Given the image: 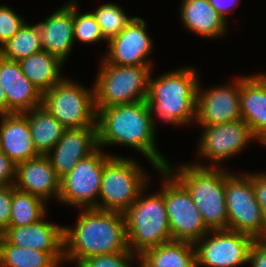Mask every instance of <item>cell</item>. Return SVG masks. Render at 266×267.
Here are the masks:
<instances>
[{
    "label": "cell",
    "instance_id": "cell-19",
    "mask_svg": "<svg viewBox=\"0 0 266 267\" xmlns=\"http://www.w3.org/2000/svg\"><path fill=\"white\" fill-rule=\"evenodd\" d=\"M15 188L36 195L46 203L51 198L59 199L60 179L57 177L47 155L16 164Z\"/></svg>",
    "mask_w": 266,
    "mask_h": 267
},
{
    "label": "cell",
    "instance_id": "cell-20",
    "mask_svg": "<svg viewBox=\"0 0 266 267\" xmlns=\"http://www.w3.org/2000/svg\"><path fill=\"white\" fill-rule=\"evenodd\" d=\"M42 49L66 62L75 44L73 0L58 8L43 22L37 23Z\"/></svg>",
    "mask_w": 266,
    "mask_h": 267
},
{
    "label": "cell",
    "instance_id": "cell-37",
    "mask_svg": "<svg viewBox=\"0 0 266 267\" xmlns=\"http://www.w3.org/2000/svg\"><path fill=\"white\" fill-rule=\"evenodd\" d=\"M248 264L251 267H266V244L259 239H254L251 244Z\"/></svg>",
    "mask_w": 266,
    "mask_h": 267
},
{
    "label": "cell",
    "instance_id": "cell-9",
    "mask_svg": "<svg viewBox=\"0 0 266 267\" xmlns=\"http://www.w3.org/2000/svg\"><path fill=\"white\" fill-rule=\"evenodd\" d=\"M225 202L228 229L259 239L265 230L262 210L256 200L253 179L225 168Z\"/></svg>",
    "mask_w": 266,
    "mask_h": 267
},
{
    "label": "cell",
    "instance_id": "cell-29",
    "mask_svg": "<svg viewBox=\"0 0 266 267\" xmlns=\"http://www.w3.org/2000/svg\"><path fill=\"white\" fill-rule=\"evenodd\" d=\"M42 49L40 31L37 26L24 23L19 31L0 47V55L8 60L19 61Z\"/></svg>",
    "mask_w": 266,
    "mask_h": 267
},
{
    "label": "cell",
    "instance_id": "cell-16",
    "mask_svg": "<svg viewBox=\"0 0 266 267\" xmlns=\"http://www.w3.org/2000/svg\"><path fill=\"white\" fill-rule=\"evenodd\" d=\"M45 217L30 225L8 227L1 236L15 246L48 252L61 265L64 262V226L47 222Z\"/></svg>",
    "mask_w": 266,
    "mask_h": 267
},
{
    "label": "cell",
    "instance_id": "cell-22",
    "mask_svg": "<svg viewBox=\"0 0 266 267\" xmlns=\"http://www.w3.org/2000/svg\"><path fill=\"white\" fill-rule=\"evenodd\" d=\"M0 144L15 164L39 156L34 148L27 117L23 113L0 115Z\"/></svg>",
    "mask_w": 266,
    "mask_h": 267
},
{
    "label": "cell",
    "instance_id": "cell-23",
    "mask_svg": "<svg viewBox=\"0 0 266 267\" xmlns=\"http://www.w3.org/2000/svg\"><path fill=\"white\" fill-rule=\"evenodd\" d=\"M182 25L199 37L213 39L226 36L228 24L209 3V0H182Z\"/></svg>",
    "mask_w": 266,
    "mask_h": 267
},
{
    "label": "cell",
    "instance_id": "cell-27",
    "mask_svg": "<svg viewBox=\"0 0 266 267\" xmlns=\"http://www.w3.org/2000/svg\"><path fill=\"white\" fill-rule=\"evenodd\" d=\"M2 267H60L48 253L35 249L18 247L0 236Z\"/></svg>",
    "mask_w": 266,
    "mask_h": 267
},
{
    "label": "cell",
    "instance_id": "cell-5",
    "mask_svg": "<svg viewBox=\"0 0 266 267\" xmlns=\"http://www.w3.org/2000/svg\"><path fill=\"white\" fill-rule=\"evenodd\" d=\"M157 172L163 177L160 191L145 195L147 185L123 212L128 247L138 257L150 248L172 241L164 203V169H158Z\"/></svg>",
    "mask_w": 266,
    "mask_h": 267
},
{
    "label": "cell",
    "instance_id": "cell-4",
    "mask_svg": "<svg viewBox=\"0 0 266 267\" xmlns=\"http://www.w3.org/2000/svg\"><path fill=\"white\" fill-rule=\"evenodd\" d=\"M166 169L187 189L209 230L228 229L225 202V168L197 162Z\"/></svg>",
    "mask_w": 266,
    "mask_h": 267
},
{
    "label": "cell",
    "instance_id": "cell-38",
    "mask_svg": "<svg viewBox=\"0 0 266 267\" xmlns=\"http://www.w3.org/2000/svg\"><path fill=\"white\" fill-rule=\"evenodd\" d=\"M240 2V0H209V3L226 22L228 14H230L234 8L236 9Z\"/></svg>",
    "mask_w": 266,
    "mask_h": 267
},
{
    "label": "cell",
    "instance_id": "cell-2",
    "mask_svg": "<svg viewBox=\"0 0 266 267\" xmlns=\"http://www.w3.org/2000/svg\"><path fill=\"white\" fill-rule=\"evenodd\" d=\"M64 261L78 265L94 255L131 251L124 214L118 211L82 208L77 223L63 227Z\"/></svg>",
    "mask_w": 266,
    "mask_h": 267
},
{
    "label": "cell",
    "instance_id": "cell-32",
    "mask_svg": "<svg viewBox=\"0 0 266 267\" xmlns=\"http://www.w3.org/2000/svg\"><path fill=\"white\" fill-rule=\"evenodd\" d=\"M138 256L131 251L94 255L82 260L77 267H133Z\"/></svg>",
    "mask_w": 266,
    "mask_h": 267
},
{
    "label": "cell",
    "instance_id": "cell-33",
    "mask_svg": "<svg viewBox=\"0 0 266 267\" xmlns=\"http://www.w3.org/2000/svg\"><path fill=\"white\" fill-rule=\"evenodd\" d=\"M25 23L13 8L0 5V47L10 40Z\"/></svg>",
    "mask_w": 266,
    "mask_h": 267
},
{
    "label": "cell",
    "instance_id": "cell-42",
    "mask_svg": "<svg viewBox=\"0 0 266 267\" xmlns=\"http://www.w3.org/2000/svg\"><path fill=\"white\" fill-rule=\"evenodd\" d=\"M0 267H2V259H1V254H0Z\"/></svg>",
    "mask_w": 266,
    "mask_h": 267
},
{
    "label": "cell",
    "instance_id": "cell-12",
    "mask_svg": "<svg viewBox=\"0 0 266 267\" xmlns=\"http://www.w3.org/2000/svg\"><path fill=\"white\" fill-rule=\"evenodd\" d=\"M253 238L229 229L210 230L195 246L197 267L247 264Z\"/></svg>",
    "mask_w": 266,
    "mask_h": 267
},
{
    "label": "cell",
    "instance_id": "cell-26",
    "mask_svg": "<svg viewBox=\"0 0 266 267\" xmlns=\"http://www.w3.org/2000/svg\"><path fill=\"white\" fill-rule=\"evenodd\" d=\"M29 123L34 148L47 155L61 139L65 127L42 105L23 113Z\"/></svg>",
    "mask_w": 266,
    "mask_h": 267
},
{
    "label": "cell",
    "instance_id": "cell-24",
    "mask_svg": "<svg viewBox=\"0 0 266 267\" xmlns=\"http://www.w3.org/2000/svg\"><path fill=\"white\" fill-rule=\"evenodd\" d=\"M141 267H197L195 246L172 240L144 251L138 257Z\"/></svg>",
    "mask_w": 266,
    "mask_h": 267
},
{
    "label": "cell",
    "instance_id": "cell-10",
    "mask_svg": "<svg viewBox=\"0 0 266 267\" xmlns=\"http://www.w3.org/2000/svg\"><path fill=\"white\" fill-rule=\"evenodd\" d=\"M164 203L172 240L195 244L210 231L191 194L166 168Z\"/></svg>",
    "mask_w": 266,
    "mask_h": 267
},
{
    "label": "cell",
    "instance_id": "cell-1",
    "mask_svg": "<svg viewBox=\"0 0 266 267\" xmlns=\"http://www.w3.org/2000/svg\"><path fill=\"white\" fill-rule=\"evenodd\" d=\"M156 129L146 100L113 105L97 111L98 147L120 145L134 148L148 159L156 171L165 169L167 158L156 145Z\"/></svg>",
    "mask_w": 266,
    "mask_h": 267
},
{
    "label": "cell",
    "instance_id": "cell-25",
    "mask_svg": "<svg viewBox=\"0 0 266 267\" xmlns=\"http://www.w3.org/2000/svg\"><path fill=\"white\" fill-rule=\"evenodd\" d=\"M22 73L43 94L60 82L64 77L61 74L62 62L58 57L41 50L29 57L18 61Z\"/></svg>",
    "mask_w": 266,
    "mask_h": 267
},
{
    "label": "cell",
    "instance_id": "cell-34",
    "mask_svg": "<svg viewBox=\"0 0 266 267\" xmlns=\"http://www.w3.org/2000/svg\"><path fill=\"white\" fill-rule=\"evenodd\" d=\"M14 185L0 186V235L9 227Z\"/></svg>",
    "mask_w": 266,
    "mask_h": 267
},
{
    "label": "cell",
    "instance_id": "cell-3",
    "mask_svg": "<svg viewBox=\"0 0 266 267\" xmlns=\"http://www.w3.org/2000/svg\"><path fill=\"white\" fill-rule=\"evenodd\" d=\"M149 78L147 103L156 128V118L175 126H185L196 122L197 91L199 74L192 67H181L164 72L157 78Z\"/></svg>",
    "mask_w": 266,
    "mask_h": 267
},
{
    "label": "cell",
    "instance_id": "cell-21",
    "mask_svg": "<svg viewBox=\"0 0 266 267\" xmlns=\"http://www.w3.org/2000/svg\"><path fill=\"white\" fill-rule=\"evenodd\" d=\"M242 119L260 142L266 136V73L240 80Z\"/></svg>",
    "mask_w": 266,
    "mask_h": 267
},
{
    "label": "cell",
    "instance_id": "cell-7",
    "mask_svg": "<svg viewBox=\"0 0 266 267\" xmlns=\"http://www.w3.org/2000/svg\"><path fill=\"white\" fill-rule=\"evenodd\" d=\"M144 167L134 159L112 156L105 164L95 209L125 212L150 182Z\"/></svg>",
    "mask_w": 266,
    "mask_h": 267
},
{
    "label": "cell",
    "instance_id": "cell-11",
    "mask_svg": "<svg viewBox=\"0 0 266 267\" xmlns=\"http://www.w3.org/2000/svg\"><path fill=\"white\" fill-rule=\"evenodd\" d=\"M117 156L103 152L98 147L92 154L80 160L60 179L58 202L75 208H95L98 204L104 164Z\"/></svg>",
    "mask_w": 266,
    "mask_h": 267
},
{
    "label": "cell",
    "instance_id": "cell-14",
    "mask_svg": "<svg viewBox=\"0 0 266 267\" xmlns=\"http://www.w3.org/2000/svg\"><path fill=\"white\" fill-rule=\"evenodd\" d=\"M234 78L232 84L213 86L209 89L201 87L200 81L197 91V119L196 124L211 126L242 119L240 80Z\"/></svg>",
    "mask_w": 266,
    "mask_h": 267
},
{
    "label": "cell",
    "instance_id": "cell-28",
    "mask_svg": "<svg viewBox=\"0 0 266 267\" xmlns=\"http://www.w3.org/2000/svg\"><path fill=\"white\" fill-rule=\"evenodd\" d=\"M46 202L40 197L21 191L13 190L9 227L30 225L48 214Z\"/></svg>",
    "mask_w": 266,
    "mask_h": 267
},
{
    "label": "cell",
    "instance_id": "cell-15",
    "mask_svg": "<svg viewBox=\"0 0 266 267\" xmlns=\"http://www.w3.org/2000/svg\"><path fill=\"white\" fill-rule=\"evenodd\" d=\"M144 19L133 16L126 27L108 42L109 49L103 59L118 66L152 65L148 60L153 49V39L147 32Z\"/></svg>",
    "mask_w": 266,
    "mask_h": 267
},
{
    "label": "cell",
    "instance_id": "cell-31",
    "mask_svg": "<svg viewBox=\"0 0 266 267\" xmlns=\"http://www.w3.org/2000/svg\"><path fill=\"white\" fill-rule=\"evenodd\" d=\"M77 3V1L73 0L74 42L79 41L83 44L91 45L104 40L92 11L81 14Z\"/></svg>",
    "mask_w": 266,
    "mask_h": 267
},
{
    "label": "cell",
    "instance_id": "cell-6",
    "mask_svg": "<svg viewBox=\"0 0 266 267\" xmlns=\"http://www.w3.org/2000/svg\"><path fill=\"white\" fill-rule=\"evenodd\" d=\"M101 59L93 84L96 111L147 99L153 65L118 66Z\"/></svg>",
    "mask_w": 266,
    "mask_h": 267
},
{
    "label": "cell",
    "instance_id": "cell-39",
    "mask_svg": "<svg viewBox=\"0 0 266 267\" xmlns=\"http://www.w3.org/2000/svg\"><path fill=\"white\" fill-rule=\"evenodd\" d=\"M7 114V100L5 96V92L0 85V115Z\"/></svg>",
    "mask_w": 266,
    "mask_h": 267
},
{
    "label": "cell",
    "instance_id": "cell-18",
    "mask_svg": "<svg viewBox=\"0 0 266 267\" xmlns=\"http://www.w3.org/2000/svg\"><path fill=\"white\" fill-rule=\"evenodd\" d=\"M0 85L7 100V114L24 113L42 105L43 94L24 76L19 62L1 55Z\"/></svg>",
    "mask_w": 266,
    "mask_h": 267
},
{
    "label": "cell",
    "instance_id": "cell-41",
    "mask_svg": "<svg viewBox=\"0 0 266 267\" xmlns=\"http://www.w3.org/2000/svg\"><path fill=\"white\" fill-rule=\"evenodd\" d=\"M262 143V145H266V136L260 141Z\"/></svg>",
    "mask_w": 266,
    "mask_h": 267
},
{
    "label": "cell",
    "instance_id": "cell-8",
    "mask_svg": "<svg viewBox=\"0 0 266 267\" xmlns=\"http://www.w3.org/2000/svg\"><path fill=\"white\" fill-rule=\"evenodd\" d=\"M65 77L43 93L42 106L65 129L97 127L94 86L87 88Z\"/></svg>",
    "mask_w": 266,
    "mask_h": 267
},
{
    "label": "cell",
    "instance_id": "cell-36",
    "mask_svg": "<svg viewBox=\"0 0 266 267\" xmlns=\"http://www.w3.org/2000/svg\"><path fill=\"white\" fill-rule=\"evenodd\" d=\"M16 164L4 153L0 152V186L14 185Z\"/></svg>",
    "mask_w": 266,
    "mask_h": 267
},
{
    "label": "cell",
    "instance_id": "cell-17",
    "mask_svg": "<svg viewBox=\"0 0 266 267\" xmlns=\"http://www.w3.org/2000/svg\"><path fill=\"white\" fill-rule=\"evenodd\" d=\"M98 148L97 127L65 129L61 139L47 154L59 179Z\"/></svg>",
    "mask_w": 266,
    "mask_h": 267
},
{
    "label": "cell",
    "instance_id": "cell-13",
    "mask_svg": "<svg viewBox=\"0 0 266 267\" xmlns=\"http://www.w3.org/2000/svg\"><path fill=\"white\" fill-rule=\"evenodd\" d=\"M202 134L198 141V155L212 163L208 167H224L221 163L233 158L254 140L250 127L243 119L211 126H201Z\"/></svg>",
    "mask_w": 266,
    "mask_h": 267
},
{
    "label": "cell",
    "instance_id": "cell-35",
    "mask_svg": "<svg viewBox=\"0 0 266 267\" xmlns=\"http://www.w3.org/2000/svg\"><path fill=\"white\" fill-rule=\"evenodd\" d=\"M253 179V187L256 200L262 210V215L266 223V172L247 173Z\"/></svg>",
    "mask_w": 266,
    "mask_h": 267
},
{
    "label": "cell",
    "instance_id": "cell-30",
    "mask_svg": "<svg viewBox=\"0 0 266 267\" xmlns=\"http://www.w3.org/2000/svg\"><path fill=\"white\" fill-rule=\"evenodd\" d=\"M101 34L105 41L109 42L115 38L132 20L122 7L115 3H104L93 10Z\"/></svg>",
    "mask_w": 266,
    "mask_h": 267
},
{
    "label": "cell",
    "instance_id": "cell-40",
    "mask_svg": "<svg viewBox=\"0 0 266 267\" xmlns=\"http://www.w3.org/2000/svg\"><path fill=\"white\" fill-rule=\"evenodd\" d=\"M264 244H266V226L263 235L259 238Z\"/></svg>",
    "mask_w": 266,
    "mask_h": 267
}]
</instances>
